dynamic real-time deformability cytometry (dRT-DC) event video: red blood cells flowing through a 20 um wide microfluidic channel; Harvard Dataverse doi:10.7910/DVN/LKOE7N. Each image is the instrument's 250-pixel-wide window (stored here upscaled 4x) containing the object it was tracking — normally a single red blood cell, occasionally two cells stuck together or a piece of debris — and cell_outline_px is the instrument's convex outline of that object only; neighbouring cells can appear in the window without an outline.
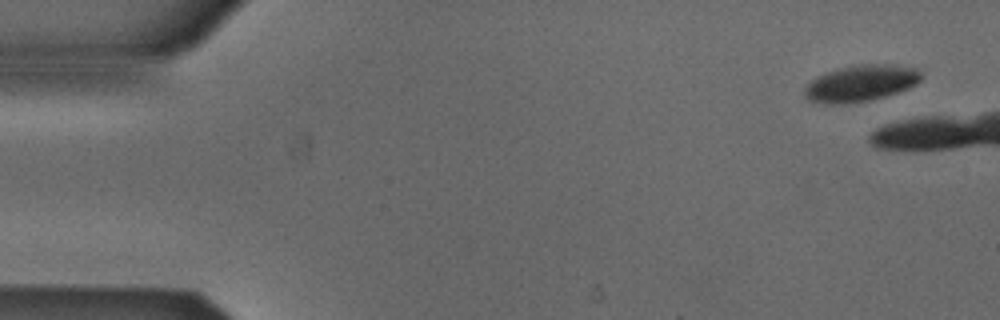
{"species": "Egyptian fruit bat (a non-hibernating species)", "species_latin": "Rousettus aegyptiacus", "temperature_condition": "cold", "stored_images_in_passage": 7, "camera_frame_rate_fps": 3000, "um_per_image_px": 0.085, "animal": {"sex": "male"}, "frame": {"image": 1, "passage_image": 1, "time_ms": 0.0, "image_size_px": [1000, 320], "cell_outline_px": [[920, 80], [908, 88], [884, 96], [868, 100], [840, 104], [820, 104], [808, 100], [804, 96], [804, 88], [816, 76], [840, 68], [860, 64], [896, 64], [916, 68], [920, 72]], "centroid_in_image_um": [73.13, 7.07], "position_along_channel_um": 11.9, "area_um2": 24.57}}
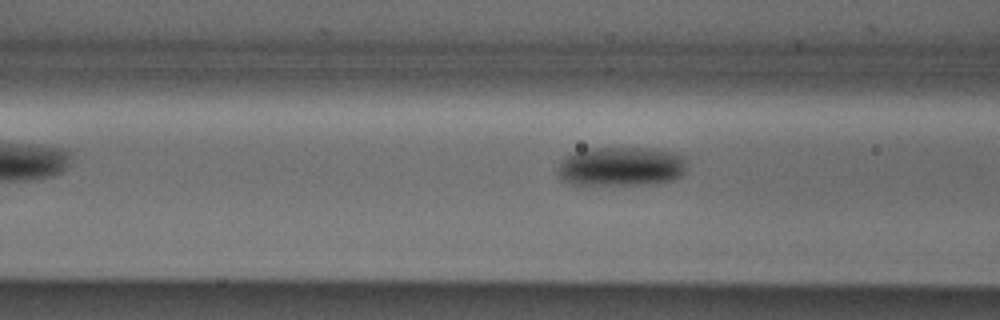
{"frame": {"image": 2, "passage_image": 7, "time_ms": 2.0, "image_size_px": [1000, 320], "cell_outline_px": [[684, 172], [680, 176], [672, 180], [660, 184], [568, 184], [560, 180], [560, 164], [568, 156], [576, 152], [588, 148], [648, 148], [672, 152], [684, 156]], "centroid_in_image_um": [52.82, 14.16], "position_along_channel_um": 113.8, "area_um2": 29.25}}